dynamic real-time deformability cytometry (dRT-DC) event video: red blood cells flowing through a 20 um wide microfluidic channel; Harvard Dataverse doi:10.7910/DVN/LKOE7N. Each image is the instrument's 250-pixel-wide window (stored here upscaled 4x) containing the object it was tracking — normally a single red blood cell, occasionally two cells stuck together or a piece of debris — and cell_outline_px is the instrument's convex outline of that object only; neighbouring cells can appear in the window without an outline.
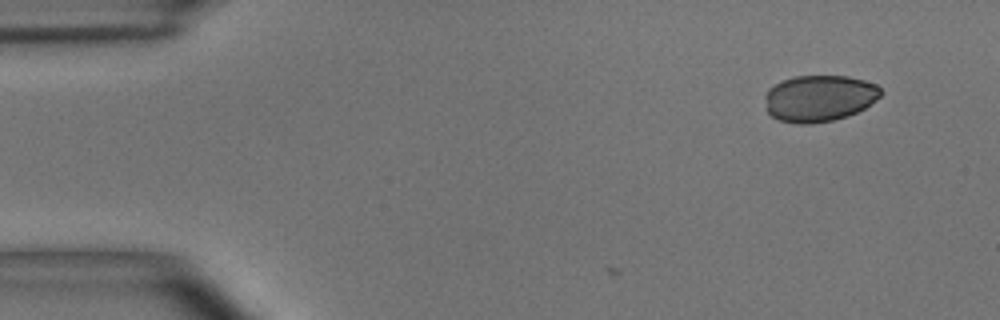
{"species": "common noctule bat (a hibernating species)", "species_latin": "Nyctalus noctula", "temperature_condition": "room temperature", "stored_images_in_passage": 3, "camera_frame_rate_fps": 3000, "um_per_image_px": 0.085, "animal": {"sex": "male", "body_mass_g": 15.6}, "frame": {"image": 1, "passage_image": 1, "time_ms": 0.0, "image_size_px": [1000, 320], "cell_outline_px": [[884, 92], [876, 100], [864, 108], [848, 116], [832, 120], [812, 124], [796, 124], [780, 120], [772, 116], [764, 108], [764, 96], [768, 88], [784, 80], [796, 76], [848, 76], [864, 80], [876, 84]], "centroid_in_image_um": [69.62, 8.36], "position_along_channel_um": 15.4, "area_um2": 31.62}}